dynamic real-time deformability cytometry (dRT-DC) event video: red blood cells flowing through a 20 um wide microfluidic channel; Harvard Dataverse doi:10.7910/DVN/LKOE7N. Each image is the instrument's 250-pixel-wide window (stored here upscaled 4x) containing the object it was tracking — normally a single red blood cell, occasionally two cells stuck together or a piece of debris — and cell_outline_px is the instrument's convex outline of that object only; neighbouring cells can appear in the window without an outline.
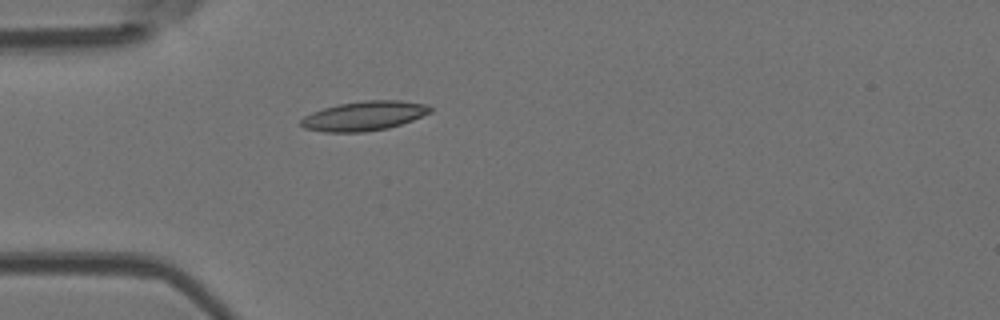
{"species": "Egyptian fruit bat (a non-hibernating species)", "species_latin": "Rousettus aegyptiacus", "temperature_condition": "room temperature", "stored_images_in_passage": 2, "camera_frame_rate_fps": 3000, "um_per_image_px": 0.085, "animal": {"sex": "female"}, "frame": {"image": 1, "passage_image": 1, "time_ms": 0.0, "image_size_px": [1000, 320], "cell_outline_px": [[432, 112], [412, 120], [388, 128], [364, 132], [324, 132], [304, 128], [300, 124], [300, 120], [304, 116], [312, 112], [324, 108], [340, 104], [364, 100], [400, 100], [428, 104], [432, 108]], "centroid_in_image_um": [30.96, 9.85], "position_along_channel_um": 54.0, "area_um2": 22.2}}